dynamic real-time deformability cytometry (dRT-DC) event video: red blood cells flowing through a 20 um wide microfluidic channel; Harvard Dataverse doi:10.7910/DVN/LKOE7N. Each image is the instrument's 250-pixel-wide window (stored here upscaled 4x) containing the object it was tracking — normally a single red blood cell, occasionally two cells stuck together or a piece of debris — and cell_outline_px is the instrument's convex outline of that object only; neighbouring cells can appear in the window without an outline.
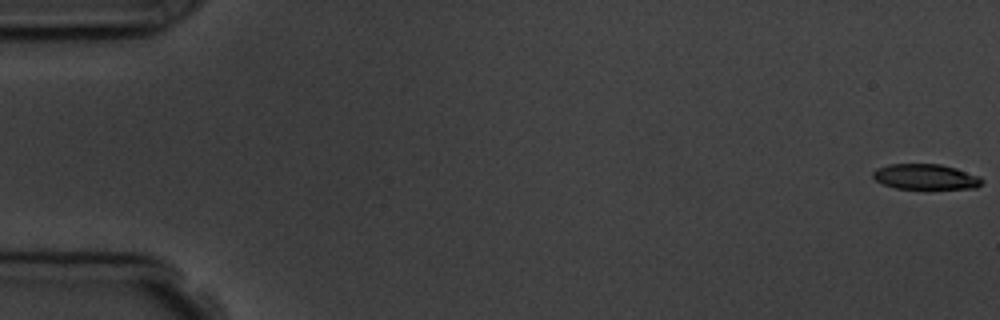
{"species": "common noctule bat (a hibernating species)", "species_latin": "Nyctalus noctula", "temperature_condition": "room temperature", "stored_images_in_passage": 5, "camera_frame_rate_fps": 3000, "um_per_image_px": 0.085, "animal": {"sex": "male", "body_mass_g": 19.5, "forearm_length_mm": 54.6}, "frame": {"image": 1, "passage_image": 1, "time_ms": 0.0, "image_size_px": [1000, 320], "cell_outline_px": [[984, 180], [976, 188], [896, 188], [884, 184], [876, 180], [872, 176], [872, 172], [876, 168], [888, 164], [940, 164], [956, 168], [980, 176]], "centroid_in_image_um": [78.66, 15.01], "position_along_channel_um": 6.3, "area_um2": 16.01}}